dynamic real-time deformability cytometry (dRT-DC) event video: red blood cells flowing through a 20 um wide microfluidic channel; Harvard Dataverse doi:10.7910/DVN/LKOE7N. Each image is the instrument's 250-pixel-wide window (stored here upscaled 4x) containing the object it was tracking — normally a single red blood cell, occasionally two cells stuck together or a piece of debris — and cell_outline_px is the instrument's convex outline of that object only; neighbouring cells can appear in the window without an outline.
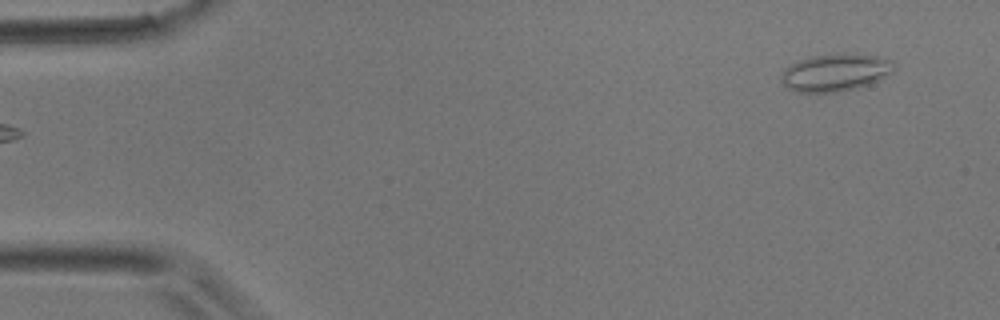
{"species": "common noctule bat (a hibernating species)", "species_latin": "Nyctalus noctula", "temperature_condition": "room temperature", "stored_images_in_passage": 3, "camera_frame_rate_fps": 3000, "um_per_image_px": 0.085, "animal": {"sex": "male", "body_mass_g": 17.9}, "frame": {"image": 1, "passage_image": 3, "time_ms": 0.667, "image_size_px": [1000, 320], "cell_outline_px": [[896, 68], [892, 72], [880, 80], [868, 84], [836, 92], [800, 92], [788, 88], [784, 84], [784, 68], [800, 60], [812, 56], [876, 56], [892, 60], [896, 64]], "centroid_in_image_um": [71.05, 6.19], "position_along_channel_um": 13.9, "area_um2": 23.47}}